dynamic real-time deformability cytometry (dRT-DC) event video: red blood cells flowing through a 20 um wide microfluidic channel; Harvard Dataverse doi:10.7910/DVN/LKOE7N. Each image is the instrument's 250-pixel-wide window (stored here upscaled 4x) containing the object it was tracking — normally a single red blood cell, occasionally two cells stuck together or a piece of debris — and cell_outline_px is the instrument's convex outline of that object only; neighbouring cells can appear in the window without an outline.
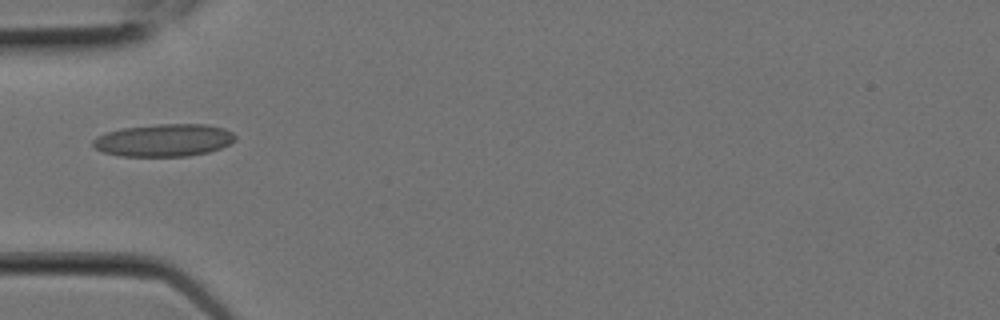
{"species": "Egyptian fruit bat (a non-hibernating species)", "species_latin": "Rousettus aegyptiacus", "temperature_condition": "room temperature", "stored_images_in_passage": 7, "camera_frame_rate_fps": 3000, "um_per_image_px": 0.085, "animal": {"sex": "female"}, "frame": {"image": 1, "passage_image": 4, "time_ms": 1.0, "image_size_px": [1000, 320], "cell_outline_px": [[236, 140], [220, 148], [208, 152], [188, 156], [120, 156], [104, 152], [96, 148], [92, 144], [92, 140], [96, 136], [108, 132], [124, 128], [160, 124], [204, 124], [224, 128], [232, 132], [236, 136]], "centroid_in_image_um": [13.94, 11.92], "position_along_channel_um": 71.1, "area_um2": 26.82}}
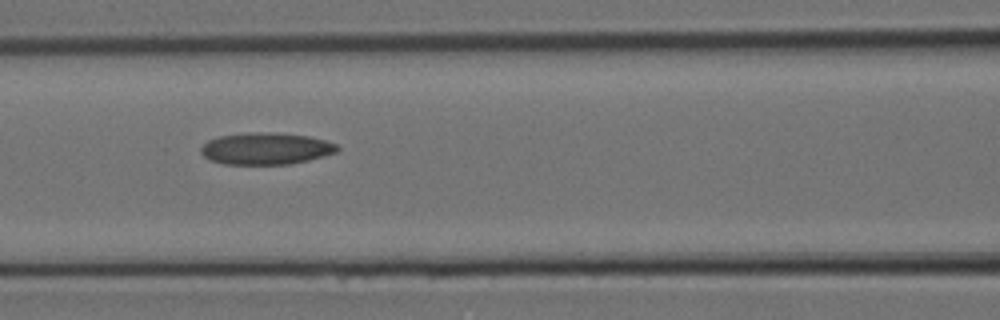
{"frame": {"image": 2, "passage_image": 6, "time_ms": 1.667, "image_size_px": [1000, 320], "cell_outline_px": [[340, 148], [336, 152], [324, 156], [292, 164], [224, 164], [208, 160], [200, 152], [200, 148], [208, 140], [220, 136], [252, 132], [260, 132], [308, 136], [324, 140], [336, 144]], "centroid_in_image_um": [22.58, 12.64], "position_along_channel_um": 144.0, "area_um2": 25.14}}
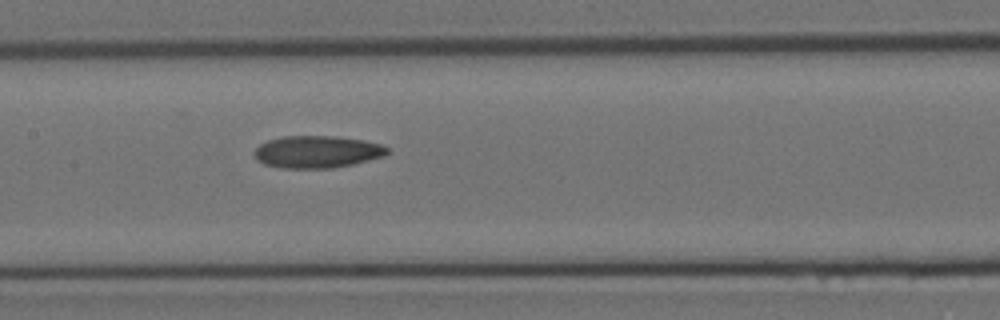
{"frame": {"image": 3, "passage_image": 7, "time_ms": 2.0, "image_size_px": [1000, 320], "cell_outline_px": [[388, 152], [384, 156], [352, 164], [332, 168], [284, 168], [264, 164], [256, 160], [252, 152], [260, 144], [268, 140], [284, 136], [332, 136], [364, 140], [380, 144], [388, 148]], "centroid_in_image_um": [26.91, 12.9], "position_along_channel_um": 180.5, "area_um2": 24.91}}